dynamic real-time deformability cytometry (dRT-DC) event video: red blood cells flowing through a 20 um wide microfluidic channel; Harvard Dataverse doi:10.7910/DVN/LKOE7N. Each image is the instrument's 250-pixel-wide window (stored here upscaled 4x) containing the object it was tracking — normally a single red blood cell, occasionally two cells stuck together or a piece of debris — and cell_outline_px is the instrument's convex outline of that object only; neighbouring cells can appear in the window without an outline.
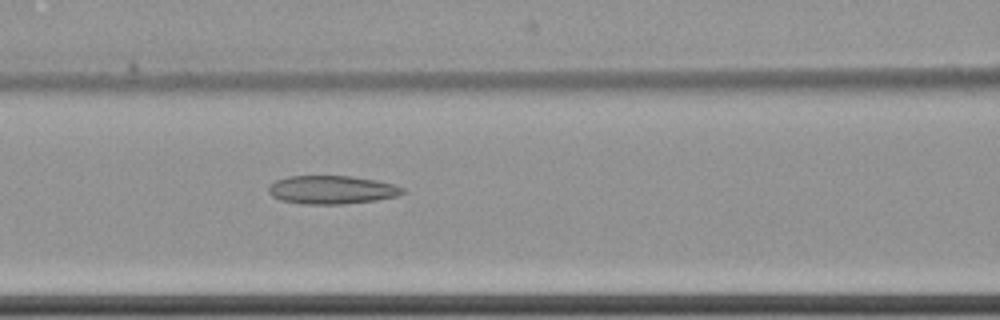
{"species": "common noctule bat (a hibernating species)", "species_latin": "Nyctalus noctula", "temperature_condition": "cold", "stored_images_in_passage": 8, "camera_frame_rate_fps": 3000, "um_per_image_px": 0.085, "animal": {"sex": "female", "body_mass_g": 22.7, "forearm_length_mm": 54.2}, "frame": {"image": 1, "passage_image": 8, "time_ms": 8.667, "image_size_px": [1000, 320], "cell_outline_px": [[404, 192], [396, 196], [376, 200], [344, 204], [300, 204], [280, 200], [272, 196], [268, 192], [268, 188], [276, 180], [288, 176], [352, 176], [376, 180], [396, 184], [404, 188]], "centroid_in_image_um": [28.2, 16.13], "position_along_channel_um": 138.4, "area_um2": 22.25}}